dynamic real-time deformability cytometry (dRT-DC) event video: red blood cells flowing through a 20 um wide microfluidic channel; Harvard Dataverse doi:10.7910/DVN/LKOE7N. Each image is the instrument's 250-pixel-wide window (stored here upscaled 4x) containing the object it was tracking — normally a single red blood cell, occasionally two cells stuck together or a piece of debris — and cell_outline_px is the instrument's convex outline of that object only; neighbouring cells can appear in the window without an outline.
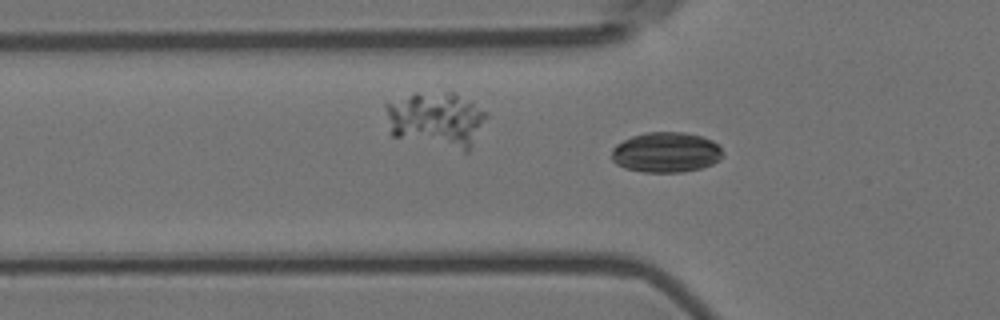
{"species": "Egyptian fruit bat (a non-hibernating species)", "species_latin": "Rousettus aegyptiacus", "temperature_condition": "room temperature", "stored_images_in_passage": 53, "camera_frame_rate_fps": 3000, "um_per_image_px": 0.085, "animal": {"sex": "female"}, "frame": {"image": 1, "passage_image": 19, "time_ms": 6.0, "image_size_px": [1000, 320], "cell_outline_px": [[724, 156], [720, 160], [712, 164], [700, 168], [680, 172], [644, 172], [624, 168], [616, 164], [612, 160], [612, 148], [616, 144], [632, 136], [648, 132], [684, 132], [700, 136], [712, 140], [720, 148]], "centroid_in_image_um": [56.6, 12.95], "position_along_channel_um": 69.2, "area_um2": 26.07}}
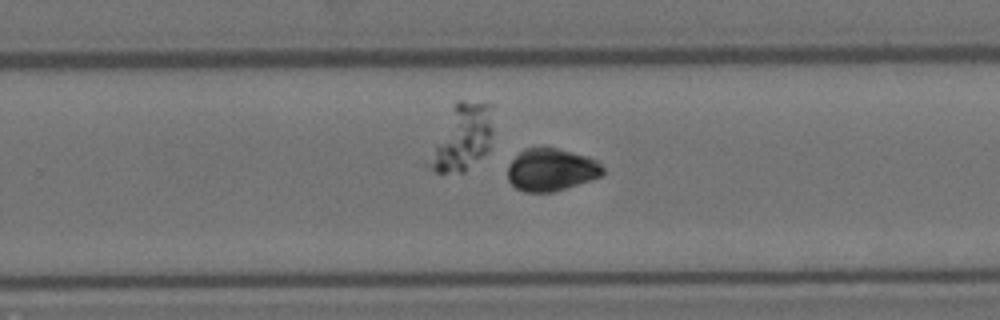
{"frame": {"image": 2, "passage_image": 37, "time_ms": 12.0, "image_size_px": [1000, 320], "cell_outline_px": [[604, 172], [600, 176], [592, 180], [552, 192], [524, 192], [516, 188], [508, 180], [508, 164], [524, 148], [556, 148], [588, 156], [596, 160], [604, 168]], "centroid_in_image_um": [46.85, 14.43], "position_along_channel_um": 282.9, "area_um2": 23.52}}
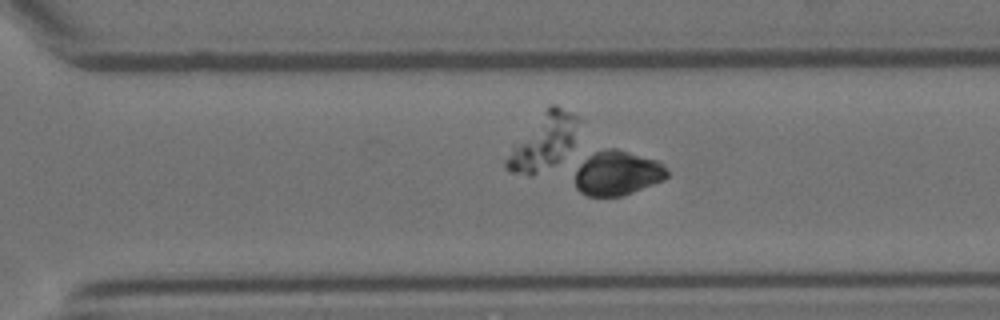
{"frame": {"image": 3, "passage_image": 40, "time_ms": 13.0, "image_size_px": [1000, 320], "cell_outline_px": [[668, 176], [664, 180], [632, 192], [620, 196], [584, 196], [576, 188], [576, 164], [588, 156], [596, 152], [608, 148], [616, 148], [660, 160], [668, 168]], "centroid_in_image_um": [52.49, 14.7], "position_along_channel_um": 318.1, "area_um2": 24.28}, "authors_computed_cell_mechanics": {"area_um2": 27.5128, "velocity_mm_per_s": 3.5428, "shape_relaxation_time_tau1_ms": null, "shape_relaxation_time_tau2_ms": 2.5347, "deformation_change_tau1": null, "deformation_change_tau2": 0.0384}}